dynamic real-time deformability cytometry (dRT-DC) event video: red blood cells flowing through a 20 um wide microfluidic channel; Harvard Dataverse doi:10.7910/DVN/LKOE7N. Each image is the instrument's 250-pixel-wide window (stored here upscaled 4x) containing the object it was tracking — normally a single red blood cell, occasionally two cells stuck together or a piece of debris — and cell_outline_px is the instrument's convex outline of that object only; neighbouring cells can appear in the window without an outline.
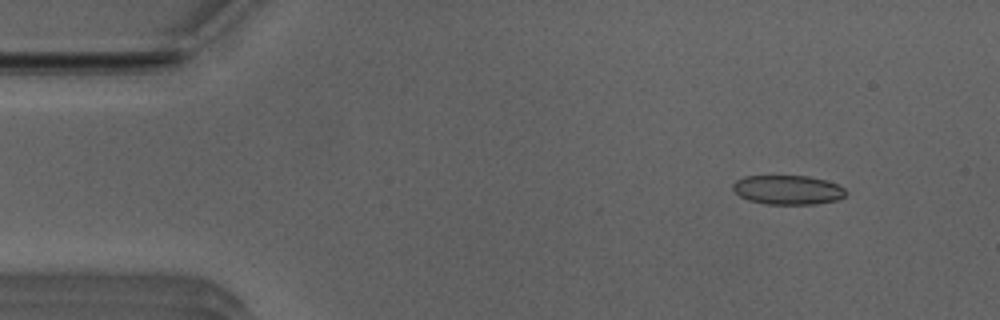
{"species": "Egyptian fruit bat (a non-hibernating species)", "species_latin": "Rousettus aegyptiacus", "temperature_condition": "room temperature", "stored_images_in_passage": 48, "camera_frame_rate_fps": 3000, "um_per_image_px": 0.085, "animal": {"sex": "male"}, "frame": {"image": 1, "passage_image": 2, "time_ms": 0.333, "image_size_px": [1000, 320], "cell_outline_px": [[848, 192], [844, 196], [836, 200], [816, 204], [768, 204], [748, 200], [740, 196], [732, 188], [732, 184], [736, 180], [744, 176], [808, 176], [824, 180], [836, 184], [844, 188]], "centroid_in_image_um": [66.95, 16.14], "position_along_channel_um": 18.0, "area_um2": 19.19}}
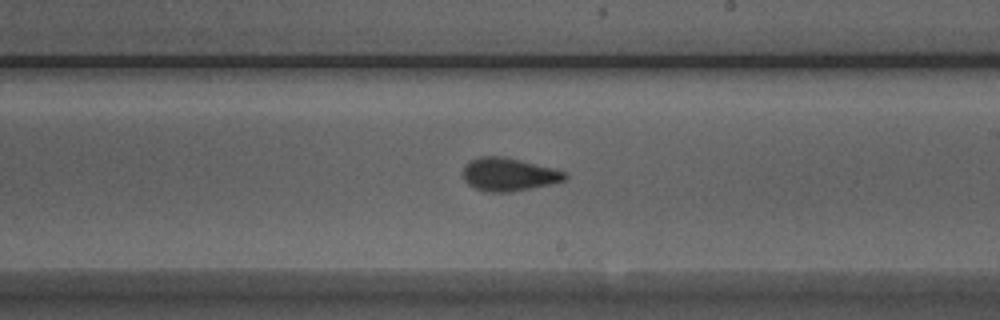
{"frame": {"image": 2, "passage_image": 26, "time_ms": 8.333, "image_size_px": [1000, 320], "cell_outline_px": [[568, 176], [564, 180], [552, 184], [512, 192], [488, 192], [476, 188], [468, 184], [464, 180], [464, 168], [468, 160], [480, 156], [504, 156], [552, 168], [564, 172]], "centroid_in_image_um": [43.22, 14.82], "position_along_channel_um": 245.8, "area_um2": 19.59}}
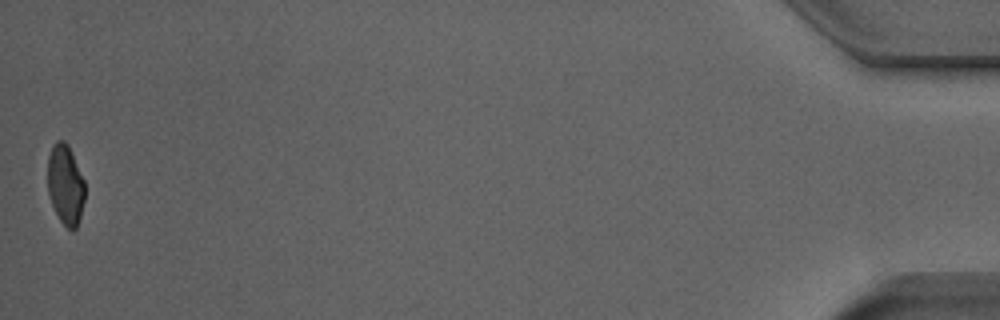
{"frame": {"image": 3, "passage_image": 48, "time_ms": 15.667, "image_size_px": [1000, 320], "cell_outline_px": [[84, 200], [80, 216], [76, 228], [72, 232], [60, 220], [52, 204], [48, 192], [48, 156], [52, 144], [56, 140], [64, 140], [68, 144], [84, 180]], "centroid_in_image_um": [5.55, 15.67], "position_along_channel_um": 429.6, "area_um2": 17.28}, "authors_computed_cell_mechanics": {"area_um2": 19.4786, "velocity_mm_per_s": 3.924, "shape_relaxation_time_tau1_ms": 4.6969, "shape_relaxation_time_tau2_ms": 1.4101, "deformation_change_tau1": 0.1331, "deformation_change_tau2": 0.0688}}